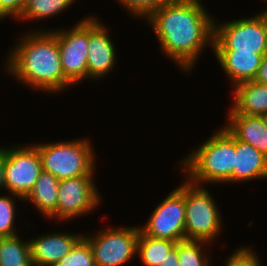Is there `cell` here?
<instances>
[{
  "instance_id": "cell-1",
  "label": "cell",
  "mask_w": 267,
  "mask_h": 266,
  "mask_svg": "<svg viewBox=\"0 0 267 266\" xmlns=\"http://www.w3.org/2000/svg\"><path fill=\"white\" fill-rule=\"evenodd\" d=\"M201 0H167L145 21L165 57L192 74L203 51L214 45V16Z\"/></svg>"
},
{
  "instance_id": "cell-2",
  "label": "cell",
  "mask_w": 267,
  "mask_h": 266,
  "mask_svg": "<svg viewBox=\"0 0 267 266\" xmlns=\"http://www.w3.org/2000/svg\"><path fill=\"white\" fill-rule=\"evenodd\" d=\"M15 44L7 51L3 68L18 84L49 94L73 86L64 76L57 36L51 30L30 29Z\"/></svg>"
},
{
  "instance_id": "cell-3",
  "label": "cell",
  "mask_w": 267,
  "mask_h": 266,
  "mask_svg": "<svg viewBox=\"0 0 267 266\" xmlns=\"http://www.w3.org/2000/svg\"><path fill=\"white\" fill-rule=\"evenodd\" d=\"M178 161L190 182L197 185H232L235 165V137L223 126ZM186 175V176H185Z\"/></svg>"
},
{
  "instance_id": "cell-4",
  "label": "cell",
  "mask_w": 267,
  "mask_h": 266,
  "mask_svg": "<svg viewBox=\"0 0 267 266\" xmlns=\"http://www.w3.org/2000/svg\"><path fill=\"white\" fill-rule=\"evenodd\" d=\"M91 139L33 143L41 158L42 170L58 180L95 175L96 153Z\"/></svg>"
},
{
  "instance_id": "cell-5",
  "label": "cell",
  "mask_w": 267,
  "mask_h": 266,
  "mask_svg": "<svg viewBox=\"0 0 267 266\" xmlns=\"http://www.w3.org/2000/svg\"><path fill=\"white\" fill-rule=\"evenodd\" d=\"M207 188L192 183L185 177V237L186 240L214 245L219 234L224 232L223 216Z\"/></svg>"
},
{
  "instance_id": "cell-6",
  "label": "cell",
  "mask_w": 267,
  "mask_h": 266,
  "mask_svg": "<svg viewBox=\"0 0 267 266\" xmlns=\"http://www.w3.org/2000/svg\"><path fill=\"white\" fill-rule=\"evenodd\" d=\"M213 50L252 51L267 54V13L220 22L214 20Z\"/></svg>"
},
{
  "instance_id": "cell-7",
  "label": "cell",
  "mask_w": 267,
  "mask_h": 266,
  "mask_svg": "<svg viewBox=\"0 0 267 266\" xmlns=\"http://www.w3.org/2000/svg\"><path fill=\"white\" fill-rule=\"evenodd\" d=\"M100 229L93 234H83L90 245L95 266H124L137 257L139 225Z\"/></svg>"
},
{
  "instance_id": "cell-8",
  "label": "cell",
  "mask_w": 267,
  "mask_h": 266,
  "mask_svg": "<svg viewBox=\"0 0 267 266\" xmlns=\"http://www.w3.org/2000/svg\"><path fill=\"white\" fill-rule=\"evenodd\" d=\"M95 176L83 175L60 180L56 212L48 220L65 223L98 209L102 194L95 184Z\"/></svg>"
},
{
  "instance_id": "cell-9",
  "label": "cell",
  "mask_w": 267,
  "mask_h": 266,
  "mask_svg": "<svg viewBox=\"0 0 267 266\" xmlns=\"http://www.w3.org/2000/svg\"><path fill=\"white\" fill-rule=\"evenodd\" d=\"M140 230L157 239L184 241L185 237V180L157 204Z\"/></svg>"
},
{
  "instance_id": "cell-10",
  "label": "cell",
  "mask_w": 267,
  "mask_h": 266,
  "mask_svg": "<svg viewBox=\"0 0 267 266\" xmlns=\"http://www.w3.org/2000/svg\"><path fill=\"white\" fill-rule=\"evenodd\" d=\"M70 27L48 30L57 36L64 76L74 86L88 80V15Z\"/></svg>"
},
{
  "instance_id": "cell-11",
  "label": "cell",
  "mask_w": 267,
  "mask_h": 266,
  "mask_svg": "<svg viewBox=\"0 0 267 266\" xmlns=\"http://www.w3.org/2000/svg\"><path fill=\"white\" fill-rule=\"evenodd\" d=\"M1 148L5 151L6 192L25 199L42 171L38 150L32 143Z\"/></svg>"
},
{
  "instance_id": "cell-12",
  "label": "cell",
  "mask_w": 267,
  "mask_h": 266,
  "mask_svg": "<svg viewBox=\"0 0 267 266\" xmlns=\"http://www.w3.org/2000/svg\"><path fill=\"white\" fill-rule=\"evenodd\" d=\"M116 49L106 23L97 15L88 16V80L98 81L112 73L117 66Z\"/></svg>"
},
{
  "instance_id": "cell-13",
  "label": "cell",
  "mask_w": 267,
  "mask_h": 266,
  "mask_svg": "<svg viewBox=\"0 0 267 266\" xmlns=\"http://www.w3.org/2000/svg\"><path fill=\"white\" fill-rule=\"evenodd\" d=\"M83 233L47 232L28 238L33 266H54L67 255Z\"/></svg>"
},
{
  "instance_id": "cell-14",
  "label": "cell",
  "mask_w": 267,
  "mask_h": 266,
  "mask_svg": "<svg viewBox=\"0 0 267 266\" xmlns=\"http://www.w3.org/2000/svg\"><path fill=\"white\" fill-rule=\"evenodd\" d=\"M213 53L223 73L230 80L231 89L240 83L254 81L261 61L267 55L237 50H213Z\"/></svg>"
},
{
  "instance_id": "cell-15",
  "label": "cell",
  "mask_w": 267,
  "mask_h": 266,
  "mask_svg": "<svg viewBox=\"0 0 267 266\" xmlns=\"http://www.w3.org/2000/svg\"><path fill=\"white\" fill-rule=\"evenodd\" d=\"M267 179V157L250 144L235 138L232 184Z\"/></svg>"
},
{
  "instance_id": "cell-16",
  "label": "cell",
  "mask_w": 267,
  "mask_h": 266,
  "mask_svg": "<svg viewBox=\"0 0 267 266\" xmlns=\"http://www.w3.org/2000/svg\"><path fill=\"white\" fill-rule=\"evenodd\" d=\"M223 126L239 141L250 144L267 157V128L261 116L226 114Z\"/></svg>"
},
{
  "instance_id": "cell-17",
  "label": "cell",
  "mask_w": 267,
  "mask_h": 266,
  "mask_svg": "<svg viewBox=\"0 0 267 266\" xmlns=\"http://www.w3.org/2000/svg\"><path fill=\"white\" fill-rule=\"evenodd\" d=\"M231 94L233 103L227 114L261 116L267 113V85L247 81L231 89Z\"/></svg>"
},
{
  "instance_id": "cell-18",
  "label": "cell",
  "mask_w": 267,
  "mask_h": 266,
  "mask_svg": "<svg viewBox=\"0 0 267 266\" xmlns=\"http://www.w3.org/2000/svg\"><path fill=\"white\" fill-rule=\"evenodd\" d=\"M59 181L51 173L42 170L32 191L22 203H31L39 214L49 219L56 212Z\"/></svg>"
},
{
  "instance_id": "cell-19",
  "label": "cell",
  "mask_w": 267,
  "mask_h": 266,
  "mask_svg": "<svg viewBox=\"0 0 267 266\" xmlns=\"http://www.w3.org/2000/svg\"><path fill=\"white\" fill-rule=\"evenodd\" d=\"M0 266H33L28 239L0 237Z\"/></svg>"
},
{
  "instance_id": "cell-20",
  "label": "cell",
  "mask_w": 267,
  "mask_h": 266,
  "mask_svg": "<svg viewBox=\"0 0 267 266\" xmlns=\"http://www.w3.org/2000/svg\"><path fill=\"white\" fill-rule=\"evenodd\" d=\"M176 244V241L152 238L140 230L137 255L143 266H159Z\"/></svg>"
},
{
  "instance_id": "cell-21",
  "label": "cell",
  "mask_w": 267,
  "mask_h": 266,
  "mask_svg": "<svg viewBox=\"0 0 267 266\" xmlns=\"http://www.w3.org/2000/svg\"><path fill=\"white\" fill-rule=\"evenodd\" d=\"M210 246H212L210 243L204 241L184 240L178 242L179 266H212V257L209 254Z\"/></svg>"
},
{
  "instance_id": "cell-22",
  "label": "cell",
  "mask_w": 267,
  "mask_h": 266,
  "mask_svg": "<svg viewBox=\"0 0 267 266\" xmlns=\"http://www.w3.org/2000/svg\"><path fill=\"white\" fill-rule=\"evenodd\" d=\"M75 2L76 0H36L25 9L19 21H26L24 23H27L28 21L40 20L42 22L44 19L67 11L66 9L72 7Z\"/></svg>"
},
{
  "instance_id": "cell-23",
  "label": "cell",
  "mask_w": 267,
  "mask_h": 266,
  "mask_svg": "<svg viewBox=\"0 0 267 266\" xmlns=\"http://www.w3.org/2000/svg\"><path fill=\"white\" fill-rule=\"evenodd\" d=\"M5 194H0V237H12L19 234L15 229V218L18 217L15 201L17 199L24 202V199L8 192Z\"/></svg>"
},
{
  "instance_id": "cell-24",
  "label": "cell",
  "mask_w": 267,
  "mask_h": 266,
  "mask_svg": "<svg viewBox=\"0 0 267 266\" xmlns=\"http://www.w3.org/2000/svg\"><path fill=\"white\" fill-rule=\"evenodd\" d=\"M54 266H95L88 241L82 237L72 250Z\"/></svg>"
},
{
  "instance_id": "cell-25",
  "label": "cell",
  "mask_w": 267,
  "mask_h": 266,
  "mask_svg": "<svg viewBox=\"0 0 267 266\" xmlns=\"http://www.w3.org/2000/svg\"><path fill=\"white\" fill-rule=\"evenodd\" d=\"M132 18L144 21L167 0H116Z\"/></svg>"
},
{
  "instance_id": "cell-26",
  "label": "cell",
  "mask_w": 267,
  "mask_h": 266,
  "mask_svg": "<svg viewBox=\"0 0 267 266\" xmlns=\"http://www.w3.org/2000/svg\"><path fill=\"white\" fill-rule=\"evenodd\" d=\"M260 255L251 247L242 245L224 260V266H262Z\"/></svg>"
},
{
  "instance_id": "cell-27",
  "label": "cell",
  "mask_w": 267,
  "mask_h": 266,
  "mask_svg": "<svg viewBox=\"0 0 267 266\" xmlns=\"http://www.w3.org/2000/svg\"><path fill=\"white\" fill-rule=\"evenodd\" d=\"M23 16V0H0V20L7 17L20 20Z\"/></svg>"
},
{
  "instance_id": "cell-28",
  "label": "cell",
  "mask_w": 267,
  "mask_h": 266,
  "mask_svg": "<svg viewBox=\"0 0 267 266\" xmlns=\"http://www.w3.org/2000/svg\"><path fill=\"white\" fill-rule=\"evenodd\" d=\"M159 266H179L178 262V242L177 244L168 252L165 259L159 263Z\"/></svg>"
},
{
  "instance_id": "cell-29",
  "label": "cell",
  "mask_w": 267,
  "mask_h": 266,
  "mask_svg": "<svg viewBox=\"0 0 267 266\" xmlns=\"http://www.w3.org/2000/svg\"><path fill=\"white\" fill-rule=\"evenodd\" d=\"M254 81L267 85V55H265L259 66V71Z\"/></svg>"
},
{
  "instance_id": "cell-30",
  "label": "cell",
  "mask_w": 267,
  "mask_h": 266,
  "mask_svg": "<svg viewBox=\"0 0 267 266\" xmlns=\"http://www.w3.org/2000/svg\"><path fill=\"white\" fill-rule=\"evenodd\" d=\"M5 151L0 147V191L4 189L6 190L5 186ZM3 188V189H2Z\"/></svg>"
},
{
  "instance_id": "cell-31",
  "label": "cell",
  "mask_w": 267,
  "mask_h": 266,
  "mask_svg": "<svg viewBox=\"0 0 267 266\" xmlns=\"http://www.w3.org/2000/svg\"><path fill=\"white\" fill-rule=\"evenodd\" d=\"M36 0H23V14L25 12V9Z\"/></svg>"
},
{
  "instance_id": "cell-32",
  "label": "cell",
  "mask_w": 267,
  "mask_h": 266,
  "mask_svg": "<svg viewBox=\"0 0 267 266\" xmlns=\"http://www.w3.org/2000/svg\"><path fill=\"white\" fill-rule=\"evenodd\" d=\"M261 118L263 120L264 126L267 128V113L261 115Z\"/></svg>"
},
{
  "instance_id": "cell-33",
  "label": "cell",
  "mask_w": 267,
  "mask_h": 266,
  "mask_svg": "<svg viewBox=\"0 0 267 266\" xmlns=\"http://www.w3.org/2000/svg\"><path fill=\"white\" fill-rule=\"evenodd\" d=\"M265 2H267V0H263ZM261 12L267 13V8H265V10H261Z\"/></svg>"
}]
</instances>
